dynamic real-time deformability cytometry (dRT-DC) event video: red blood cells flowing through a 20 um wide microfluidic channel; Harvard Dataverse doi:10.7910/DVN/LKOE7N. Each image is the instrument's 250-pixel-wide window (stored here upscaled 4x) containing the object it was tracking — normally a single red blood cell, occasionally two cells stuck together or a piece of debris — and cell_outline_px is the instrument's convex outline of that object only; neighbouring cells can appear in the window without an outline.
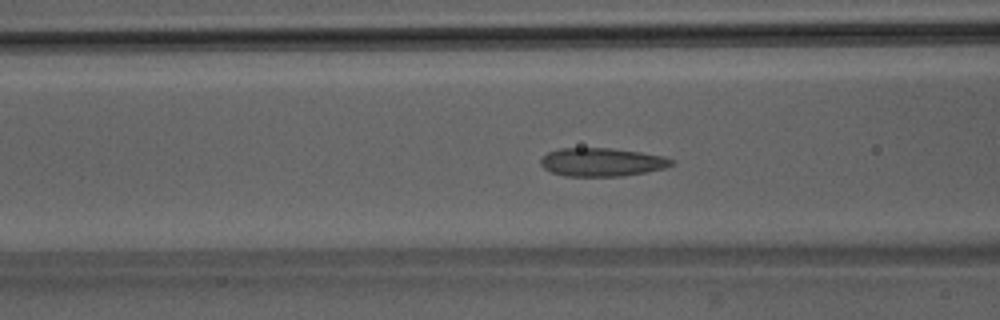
{"species": "Egyptian fruit bat (a non-hibernating species)", "species_latin": "Rousettus aegyptiacus", "temperature_condition": "room temperature", "stored_images_in_passage": 51, "segment_of_instrument_passage": [1, 2], "camera_frame_rate_fps": 3000, "um_per_image_px": 0.085, "animal": {"sex": "male"}, "frame": {"image": 1, "passage_image": 19, "time_ms": 6.0, "image_size_px": [1000, 320], "cell_outline_px": [[676, 164], [664, 168], [624, 176], [564, 176], [552, 172], [544, 168], [540, 164], [540, 160], [548, 152], [560, 148], [612, 148], [640, 152], [664, 156], [676, 160]], "centroid_in_image_um": [51.19, 13.78], "position_along_channel_um": 115.4, "area_um2": 21.73}}
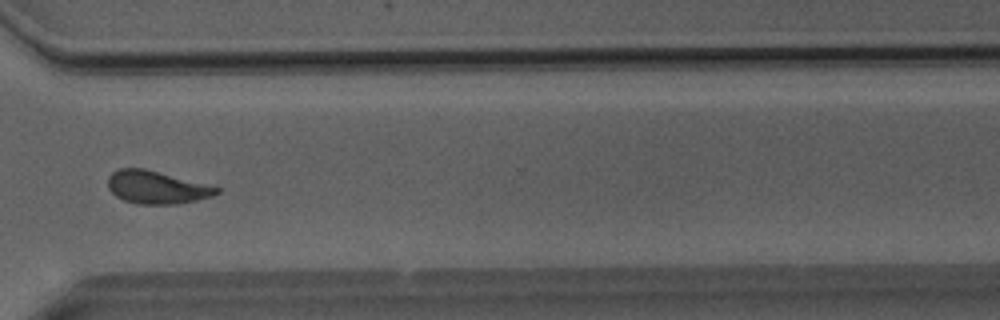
{"frame": {"image": 2, "passage_image": 37, "time_ms": 12.0, "image_size_px": [1000, 320], "cell_outline_px": [[220, 192], [212, 196], [196, 200], [176, 204], [136, 204], [124, 200], [116, 196], [108, 188], [108, 176], [116, 168], [144, 168], [220, 188]], "centroid_in_image_um": [13.26, 15.92], "position_along_channel_um": 357.3, "area_um2": 20.63}}
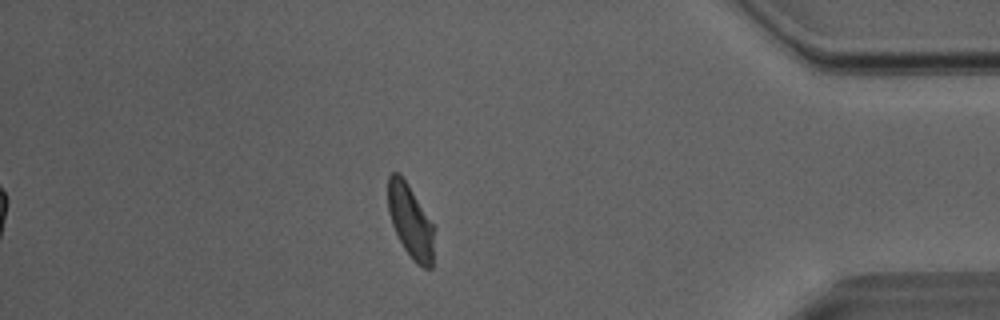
{"frame": {"image": 3, "passage_image": 43, "time_ms": 14.0, "image_size_px": [1000, 320], "cell_outline_px": [[436, 228], [432, 268], [424, 268], [416, 264], [412, 260], [404, 248], [392, 224], [388, 212], [388, 176], [392, 172], [396, 172], [408, 184]], "centroid_in_image_um": [34.93, 18.86], "position_along_channel_um": 400.3, "area_um2": 19.94}}